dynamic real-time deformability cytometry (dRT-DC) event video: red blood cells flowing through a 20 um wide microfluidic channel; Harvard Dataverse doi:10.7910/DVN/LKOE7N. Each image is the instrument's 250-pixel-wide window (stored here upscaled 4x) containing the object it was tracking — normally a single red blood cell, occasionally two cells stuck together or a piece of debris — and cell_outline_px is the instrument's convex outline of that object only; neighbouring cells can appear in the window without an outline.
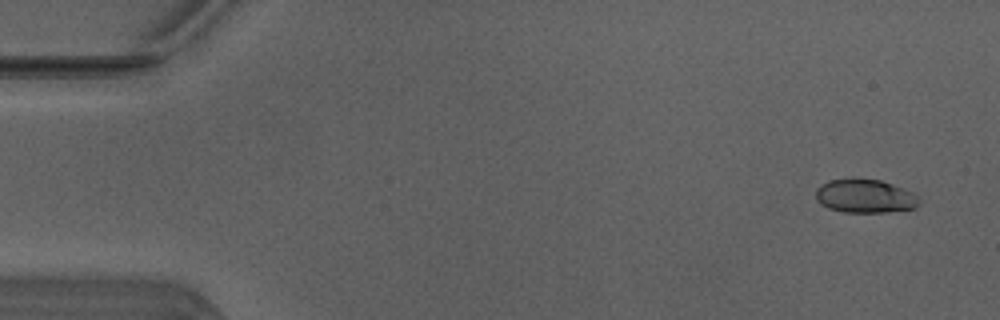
{"species": "Egyptian fruit bat (a non-hibernating species)", "species_latin": "Rousettus aegyptiacus", "temperature_condition": "warm", "stored_images_in_passage": 50, "camera_frame_rate_fps": 3000, "um_per_image_px": 0.085, "animal": {"sex": "male"}, "frame": {"image": 1, "passage_image": 3, "time_ms": 0.667, "image_size_px": [1000, 320], "cell_outline_px": [[920, 204], [912, 208], [884, 212], [844, 212], [828, 208], [820, 204], [816, 200], [816, 188], [820, 184], [828, 180], [852, 176], [880, 180], [904, 188], [912, 192], [920, 200]], "centroid_in_image_um": [73.46, 16.63], "position_along_channel_um": 11.5, "area_um2": 20.69}}
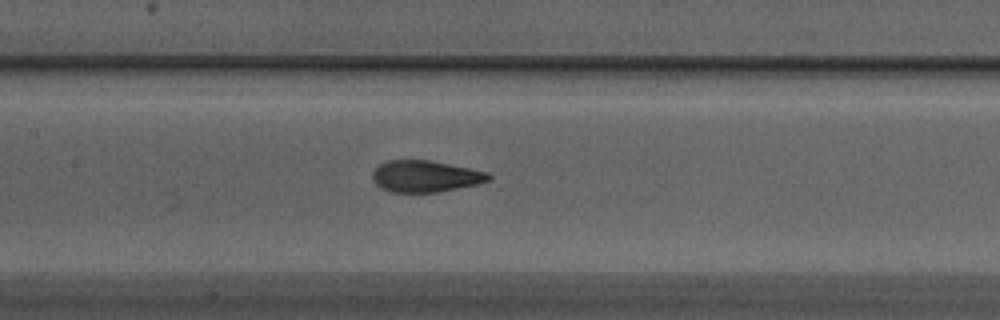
{"frame": {"image": 2, "passage_image": 24, "time_ms": 7.667, "image_size_px": [1000, 320], "cell_outline_px": [[492, 176], [488, 180], [476, 184], [436, 192], [388, 192], [380, 188], [376, 184], [372, 176], [372, 172], [380, 164], [388, 160], [432, 160], [488, 172]], "centroid_in_image_um": [36.12, 14.98], "position_along_channel_um": 171.3, "area_um2": 21.27}}
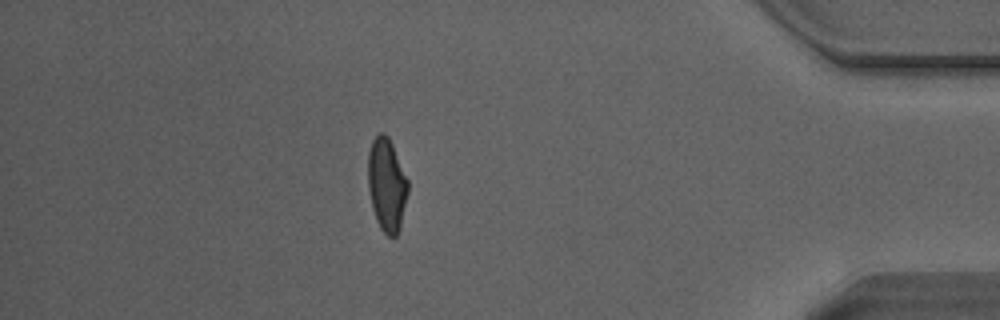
{"frame": {"image": 3, "passage_image": 44, "time_ms": 14.333, "image_size_px": [1000, 320], "cell_outline_px": [[408, 192], [400, 228], [396, 236], [388, 236], [380, 228], [376, 220], [372, 208], [368, 188], [368, 152], [372, 140], [380, 132], [384, 132], [388, 136], [392, 144], [408, 180]], "centroid_in_image_um": [32.86, 15.7], "position_along_channel_um": 402.3, "area_um2": 21.73}, "authors_computed_cell_mechanics": {"area_um2": 21.2126, "velocity_mm_per_s": 4.1296, "shape_relaxation_time_tau1_ms": 4.8869, "shape_relaxation_time_tau2_ms": 0.7376, "deformation_change_tau1": 0.1912, "deformation_change_tau2": 0.0817}}